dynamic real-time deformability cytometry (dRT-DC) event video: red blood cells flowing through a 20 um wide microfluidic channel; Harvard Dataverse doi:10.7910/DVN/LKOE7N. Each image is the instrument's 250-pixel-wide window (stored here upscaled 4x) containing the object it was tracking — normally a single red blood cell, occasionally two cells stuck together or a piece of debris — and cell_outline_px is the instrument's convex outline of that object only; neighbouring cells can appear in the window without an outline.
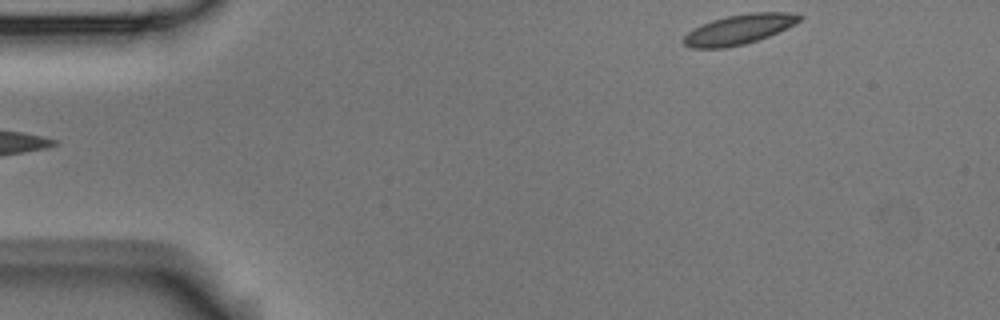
{"species": "Egyptian fruit bat (a non-hibernating species)", "species_latin": "Rousettus aegyptiacus", "temperature_condition": "room temperature", "stored_images_in_passage": 6, "segment_of_instrument_passage": [2, 2], "camera_frame_rate_fps": 3000, "um_per_image_px": 0.085, "animal": {"sex": "male"}, "frame": {"image": 1, "passage_image": 6, "time_ms": 1.667, "image_size_px": [1000, 320], "cell_outline_px": [[804, 16], [800, 20], [768, 36], [744, 44], [724, 48], [692, 48], [684, 44], [680, 40], [692, 28], [712, 20], [728, 16], [752, 12], [788, 12]], "centroid_in_image_um": [62.74, 2.5], "position_along_channel_um": 22.3, "area_um2": 19.88}}